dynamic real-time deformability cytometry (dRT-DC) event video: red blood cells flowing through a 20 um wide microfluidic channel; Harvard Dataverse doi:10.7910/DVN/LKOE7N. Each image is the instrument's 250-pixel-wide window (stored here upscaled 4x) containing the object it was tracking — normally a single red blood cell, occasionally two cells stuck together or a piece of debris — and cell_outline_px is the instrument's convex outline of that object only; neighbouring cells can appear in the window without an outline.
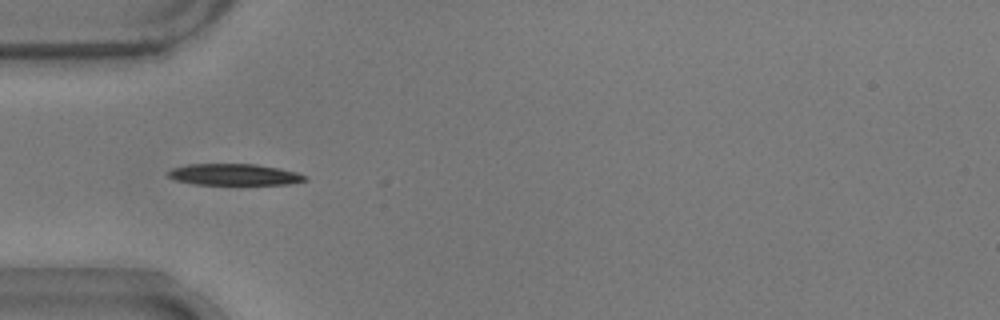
{"species": "common noctule bat (a hibernating species)", "species_latin": "Nyctalus noctula", "temperature_condition": "warm", "stored_images_in_passage": 40, "camera_frame_rate_fps": 3000, "um_per_image_px": 0.085, "animal": {"sex": "male", "body_mass_g": 17.9}, "frame": {"image": 1, "passage_image": 3, "time_ms": 0.667, "image_size_px": [1000, 320], "cell_outline_px": [[308, 180], [288, 184], [192, 184], [176, 180], [168, 176], [168, 172], [172, 168], [188, 164], [256, 164], [280, 168], [296, 172], [308, 176]], "centroid_in_image_um": [19.93, 14.83], "position_along_channel_um": 65.1, "area_um2": 17.05}}
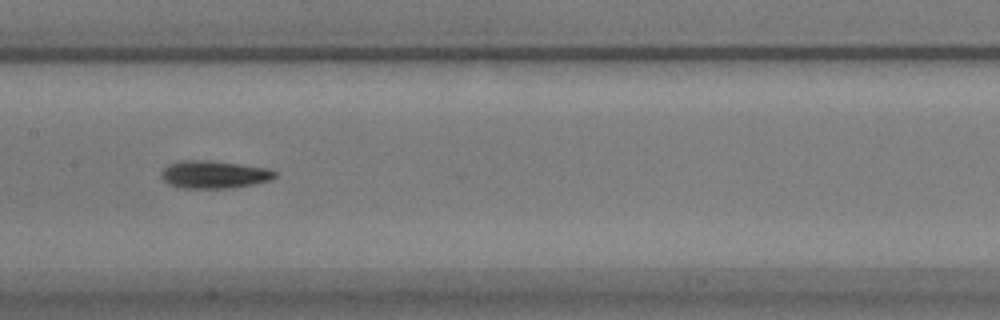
{"frame": {"image": 2, "passage_image": 13, "time_ms": 4.0, "image_size_px": [1000, 320], "cell_outline_px": [[276, 176], [272, 180], [256, 184], [232, 188], [180, 188], [168, 184], [160, 176], [160, 172], [168, 164], [176, 160], [208, 160], [240, 164], [268, 168], [276, 172]], "centroid_in_image_um": [18.18, 14.83], "position_along_channel_um": 189.2, "area_um2": 18.67}}
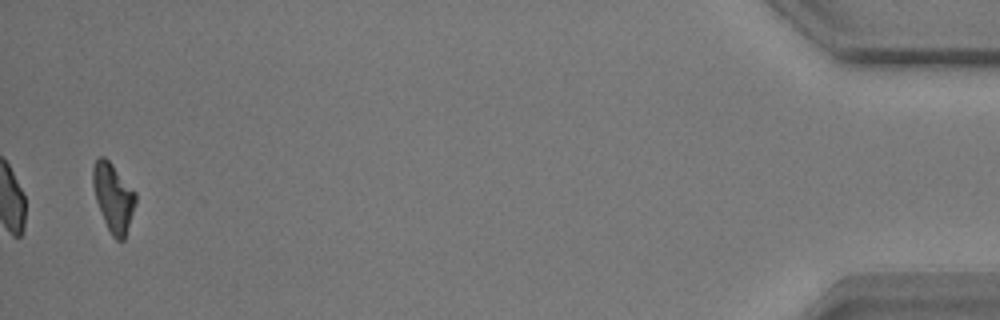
{"frame": {"image": 3, "passage_image": 39, "time_ms": 12.667, "image_size_px": [1000, 320], "cell_outline_px": [[136, 204], [124, 240], [116, 240], [112, 236], [104, 220], [96, 200], [92, 184], [92, 164], [100, 156], [104, 156], [112, 164], [136, 192]], "centroid_in_image_um": [9.63, 16.76], "position_along_channel_um": 425.6, "area_um2": 16.99}, "authors_computed_cell_mechanics": {"area_um2": 17.6579, "velocity_mm_per_s": 3.7222, "shape_relaxation_time_tau1_ms": 2.9038, "shape_relaxation_time_tau2_ms": 2.1791, "deformation_change_tau1": 0.1654, "deformation_change_tau2": 0.0965}}